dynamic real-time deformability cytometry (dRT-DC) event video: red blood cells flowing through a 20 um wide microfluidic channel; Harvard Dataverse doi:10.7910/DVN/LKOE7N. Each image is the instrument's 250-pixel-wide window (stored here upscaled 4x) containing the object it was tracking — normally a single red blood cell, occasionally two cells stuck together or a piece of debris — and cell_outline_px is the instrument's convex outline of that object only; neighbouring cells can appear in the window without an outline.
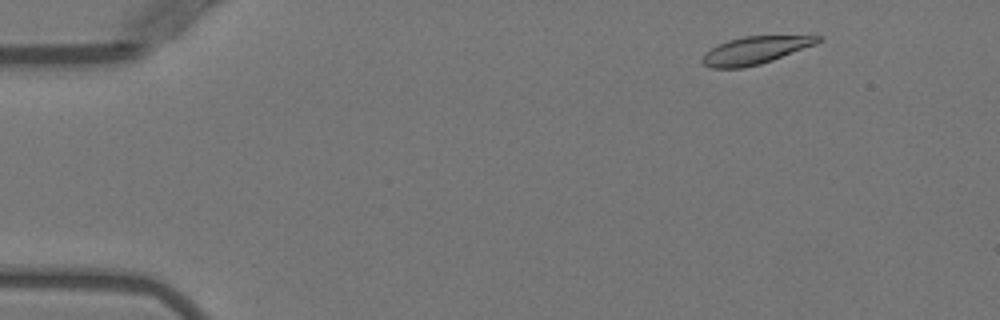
{"species": "Egyptian fruit bat (a non-hibernating species)", "species_latin": "Rousettus aegyptiacus", "temperature_condition": "warm", "stored_images_in_passage": 49, "camera_frame_rate_fps": 3000, "um_per_image_px": 0.085, "animal": {"sex": "female"}, "frame": {"image": 1, "passage_image": 4, "time_ms": 1.0, "image_size_px": [1000, 320], "cell_outline_px": [[824, 36], [816, 44], [772, 60], [760, 64], [744, 68], [712, 68], [704, 64], [700, 60], [704, 52], [716, 44], [728, 40], [744, 36]], "centroid_in_image_um": [64.12, 4.28], "position_along_channel_um": 20.9, "area_um2": 18.55}}
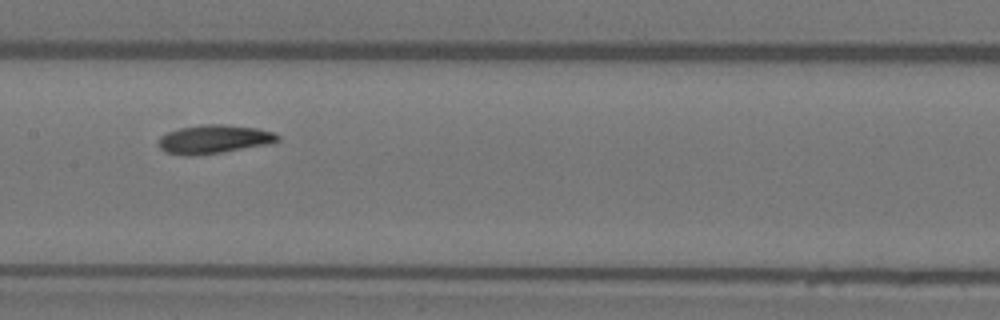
{"frame": {"image": 2, "passage_image": 24, "time_ms": 7.667, "image_size_px": [1000, 320], "cell_outline_px": [[280, 140], [272, 144], [220, 152], [192, 156], [184, 156], [164, 152], [156, 144], [160, 136], [168, 132], [180, 128], [200, 124], [224, 124], [256, 128], [272, 132], [280, 136]], "centroid_in_image_um": [18.16, 11.84], "position_along_channel_um": 189.2, "area_um2": 20.11}}
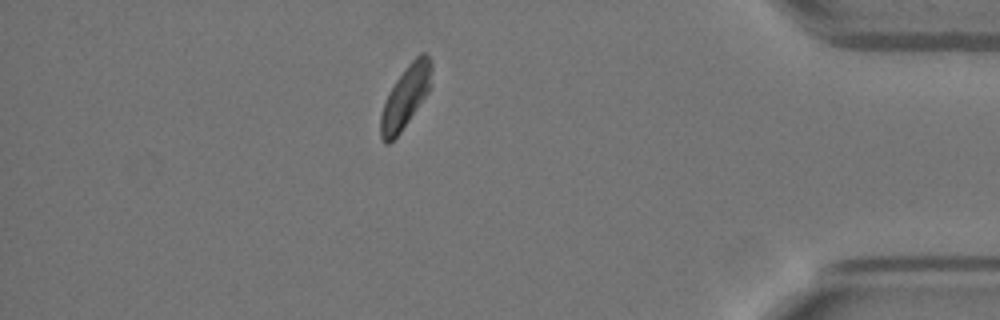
{"frame": {"image": 3, "passage_image": 43, "time_ms": 14.0, "image_size_px": [1000, 320], "cell_outline_px": [[432, 88], [400, 132], [388, 144], [384, 144], [380, 136], [380, 116], [388, 92], [396, 80], [408, 64], [420, 52], [424, 52], [432, 60]], "centroid_in_image_um": [34.5, 8.2], "position_along_channel_um": 400.7, "area_um2": 18.61}, "authors_computed_cell_mechanics": {"area_um2": 19.3052, "velocity_mm_per_s": 3.9323, "shape_relaxation_time_tau1_ms": 4.048, "shape_relaxation_time_tau2_ms": 3.7496, "deformation_change_tau1": 0.1394, "deformation_change_tau2": 0.0803}}